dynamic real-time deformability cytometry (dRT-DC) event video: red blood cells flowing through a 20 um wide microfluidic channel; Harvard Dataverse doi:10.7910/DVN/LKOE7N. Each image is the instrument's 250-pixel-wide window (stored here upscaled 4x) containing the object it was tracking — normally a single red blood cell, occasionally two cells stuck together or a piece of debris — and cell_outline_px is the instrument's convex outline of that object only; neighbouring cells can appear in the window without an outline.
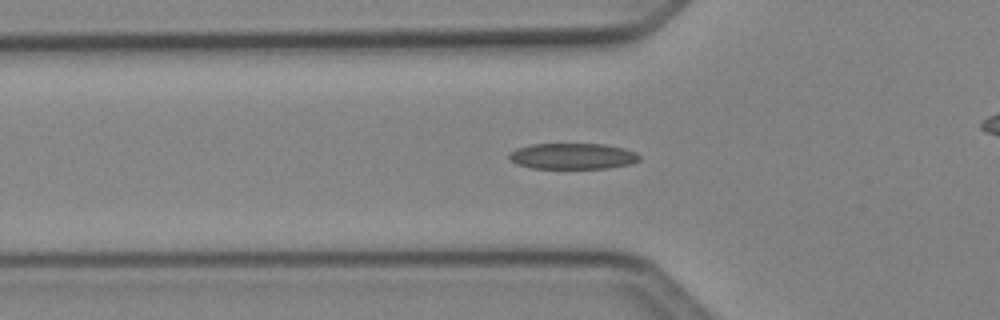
{"species": "Egyptian fruit bat (a non-hibernating species)", "species_latin": "Rousettus aegyptiacus", "temperature_condition": "cold", "stored_images_in_passage": 38, "camera_frame_rate_fps": 3000, "um_per_image_px": 0.085, "animal": {"sex": "female"}, "frame": {"image": 1, "passage_image": 12, "time_ms": 3.667, "image_size_px": [1000, 320], "cell_outline_px": [[640, 160], [632, 164], [608, 168], [532, 168], [516, 164], [508, 156], [508, 152], [516, 148], [532, 144], [604, 144], [624, 148], [636, 152], [640, 156]], "centroid_in_image_um": [48.68, 13.27], "position_along_channel_um": 77.1, "area_um2": 19.83}}
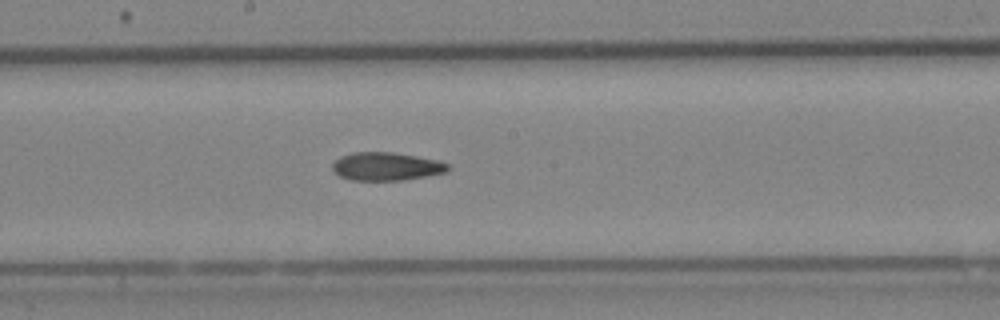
{"frame": {"image": 2, "passage_image": 22, "time_ms": 7.0, "image_size_px": [1000, 320], "cell_outline_px": [[448, 172], [404, 180], [352, 180], [340, 176], [332, 172], [332, 164], [340, 156], [352, 152], [392, 152], [416, 156], [436, 160], [448, 164]], "centroid_in_image_um": [32.8, 14.15], "position_along_channel_um": 215.4, "area_um2": 18.96}}
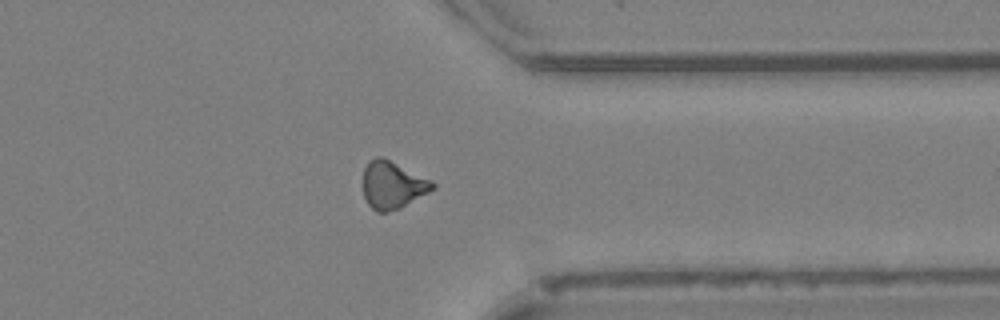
{"frame": {"image": 3, "passage_image": 34, "time_ms": 11.0, "image_size_px": [1000, 320], "cell_outline_px": [[436, 188], [400, 208], [388, 212], [376, 212], [368, 204], [364, 196], [364, 168], [376, 156], [380, 156], [432, 180], [436, 184]], "centroid_in_image_um": [33.39, 15.75], "position_along_channel_um": 378.0, "area_um2": 18.96}}